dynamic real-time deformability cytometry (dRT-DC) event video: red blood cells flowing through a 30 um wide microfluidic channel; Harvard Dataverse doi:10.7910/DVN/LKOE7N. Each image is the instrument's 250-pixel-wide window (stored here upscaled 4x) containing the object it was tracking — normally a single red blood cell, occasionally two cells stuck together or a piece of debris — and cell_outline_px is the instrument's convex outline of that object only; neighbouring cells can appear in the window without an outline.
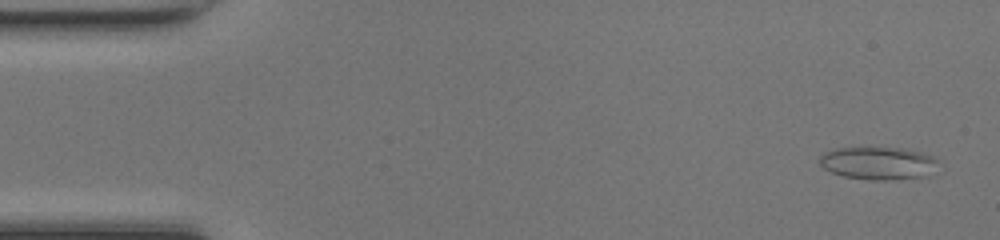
{"species": "common noctule bat (a hibernating species)", "species_latin": "Nyctalus noctula", "temperature_condition": "room temperature", "stored_images_in_passage": 10, "camera_frame_rate_fps": 3000, "um_per_image_px": 0.085, "animal": {"sex": "female", "body_mass_g": 17.0, "forearm_length_mm": 48.0}, "frame": {"image": 1, "passage_image": 2, "time_ms": 0.333, "image_size_px": [1000, 240], "cell_outline_px": [[936, 160], [928, 176], [888, 180], [868, 180], [844, 176], [832, 172], [824, 168], [820, 164], [820, 156], [824, 152], [836, 148], [904, 148], [920, 152], [932, 156]], "centroid_in_image_um": [74.6, 13.87], "position_along_channel_um": 10.4, "area_um2": 22.31}}